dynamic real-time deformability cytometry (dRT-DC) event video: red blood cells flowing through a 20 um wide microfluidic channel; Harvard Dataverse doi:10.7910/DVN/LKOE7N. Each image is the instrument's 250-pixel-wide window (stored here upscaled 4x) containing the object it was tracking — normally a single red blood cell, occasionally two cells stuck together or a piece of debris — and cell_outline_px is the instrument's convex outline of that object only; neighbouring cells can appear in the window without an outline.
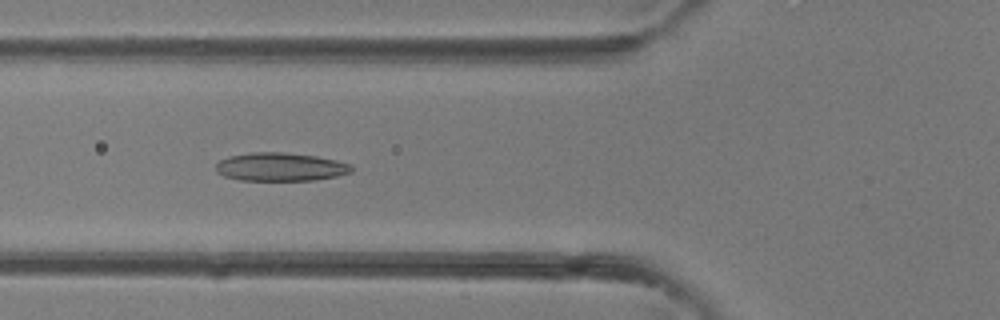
{"species": "common noctule bat (a hibernating species)", "species_latin": "Nyctalus noctula", "temperature_condition": "room temperature", "stored_images_in_passage": 40, "camera_frame_rate_fps": 3000, "um_per_image_px": 0.085, "animal": {"sex": "female"}, "frame": {"image": 1, "passage_image": 15, "time_ms": 4.667, "image_size_px": [1000, 320], "cell_outline_px": [[352, 172], [336, 176], [312, 180], [240, 180], [224, 176], [216, 172], [216, 164], [220, 160], [228, 156], [248, 152], [284, 152], [316, 156], [336, 160], [352, 164]], "centroid_in_image_um": [23.82, 14.17], "position_along_channel_um": 102.0, "area_um2": 22.48}}
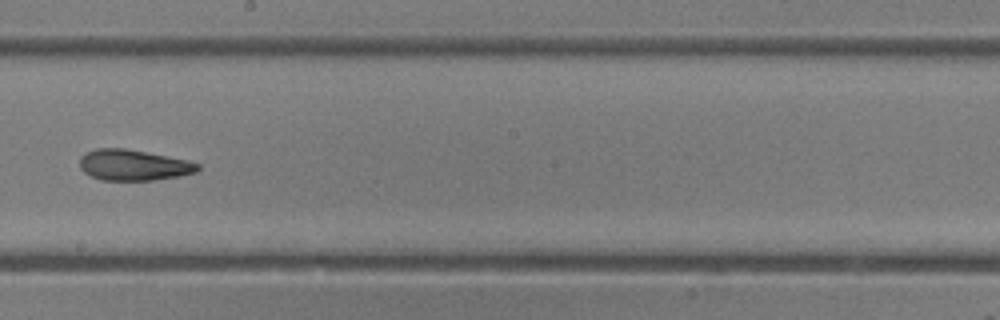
{"frame": {"image": 2, "passage_image": 23, "time_ms": 7.333, "image_size_px": [1000, 320], "cell_outline_px": [[200, 168], [196, 172], [180, 176], [156, 180], [100, 180], [84, 172], [80, 168], [80, 156], [96, 148], [124, 148], [188, 160], [200, 164]], "centroid_in_image_um": [11.35, 14.04], "position_along_channel_um": 236.8, "area_um2": 21.21}}
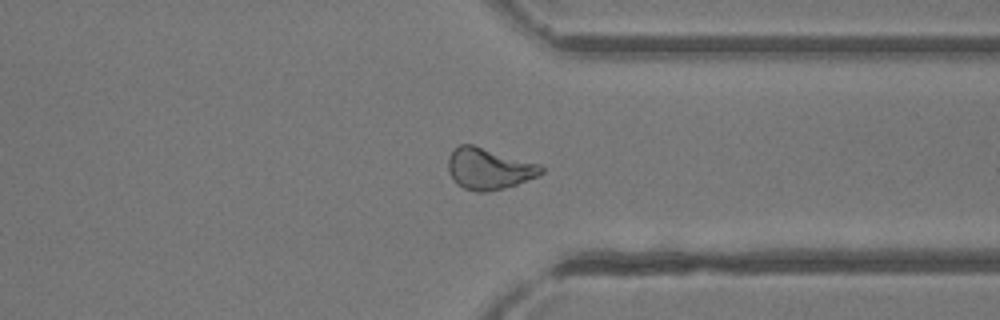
{"frame": {"image": 3, "passage_image": 31, "time_ms": 10.0, "image_size_px": [1000, 320], "cell_outline_px": [[544, 172], [536, 176], [516, 184], [504, 188], [484, 192], [476, 192], [464, 188], [456, 184], [448, 172], [448, 156], [460, 144], [472, 144], [540, 164], [544, 168]], "centroid_in_image_um": [41.53, 14.34], "position_along_channel_um": 369.9, "area_um2": 22.31}}